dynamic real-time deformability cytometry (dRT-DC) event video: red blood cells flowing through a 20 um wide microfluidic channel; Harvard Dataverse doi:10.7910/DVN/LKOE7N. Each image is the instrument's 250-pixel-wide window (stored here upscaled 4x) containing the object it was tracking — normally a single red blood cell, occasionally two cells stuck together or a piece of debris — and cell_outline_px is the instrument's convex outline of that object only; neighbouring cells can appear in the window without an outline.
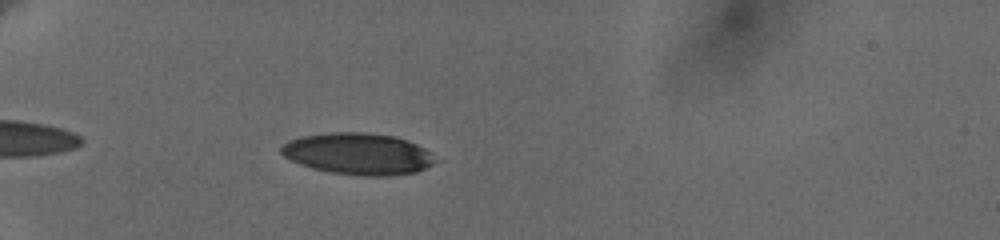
{"species": "human", "species_latin": "Homo sapiens", "temperature_condition": "cold", "stored_images_in_passage": 41, "camera_frame_rate_fps": 3000, "um_per_image_px": 0.085, "donor": {"sex": "female"}, "frame": {"image": 1, "passage_image": 6, "time_ms": 1.667, "image_size_px": [1000, 240], "cell_outline_px": [[444, 160], [416, 172], [384, 176], [360, 176], [332, 172], [312, 168], [300, 164], [284, 156], [280, 152], [280, 148], [288, 140], [300, 136], [328, 132], [364, 132], [396, 136], [408, 140], [424, 148]], "centroid_in_image_um": [30.51, 13.07], "position_along_channel_um": 54.5, "area_um2": 37.86}}
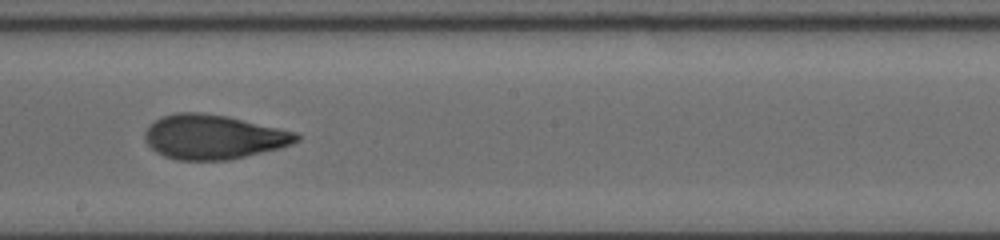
{"frame": {"image": 2, "passage_image": 23, "time_ms": 7.333, "image_size_px": [1000, 240], "cell_outline_px": [[300, 140], [292, 144], [280, 148], [228, 160], [176, 160], [164, 156], [156, 152], [144, 140], [144, 132], [156, 120], [164, 116], [176, 112], [200, 112], [228, 116], [296, 132], [300, 136]], "centroid_in_image_um": [18.14, 11.64], "position_along_channel_um": 230.1, "area_um2": 39.19}}
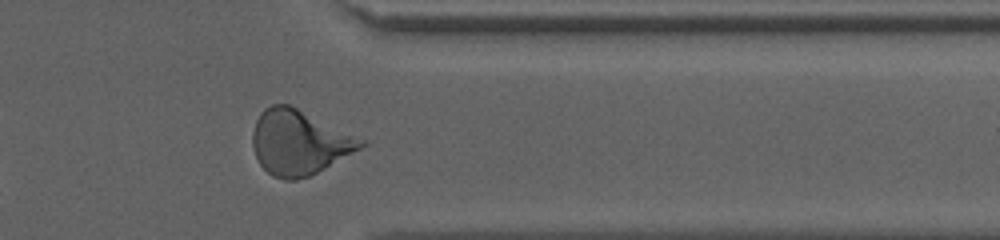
{"frame": {"image": 3, "passage_image": 36, "time_ms": 11.667, "image_size_px": [1000, 240], "cell_outline_px": [[368, 144], [324, 168], [308, 176], [296, 180], [284, 180], [272, 176], [260, 164], [256, 156], [252, 144], [252, 132], [256, 120], [260, 112], [264, 108], [272, 104], [288, 104], [364, 140]], "centroid_in_image_um": [25.37, 12.11], "position_along_channel_um": 386.0, "area_um2": 40.23}, "authors_computed_cell_mechanics": {"area_um2": 38.726, "velocity_mm_per_s": 3.6459, "shape_relaxation_time_tau1_ms": 6.7577, "shape_relaxation_time_tau2_ms": 1.3152, "deformation_change_tau1": 0.2151, "deformation_change_tau2": 0.0809}}